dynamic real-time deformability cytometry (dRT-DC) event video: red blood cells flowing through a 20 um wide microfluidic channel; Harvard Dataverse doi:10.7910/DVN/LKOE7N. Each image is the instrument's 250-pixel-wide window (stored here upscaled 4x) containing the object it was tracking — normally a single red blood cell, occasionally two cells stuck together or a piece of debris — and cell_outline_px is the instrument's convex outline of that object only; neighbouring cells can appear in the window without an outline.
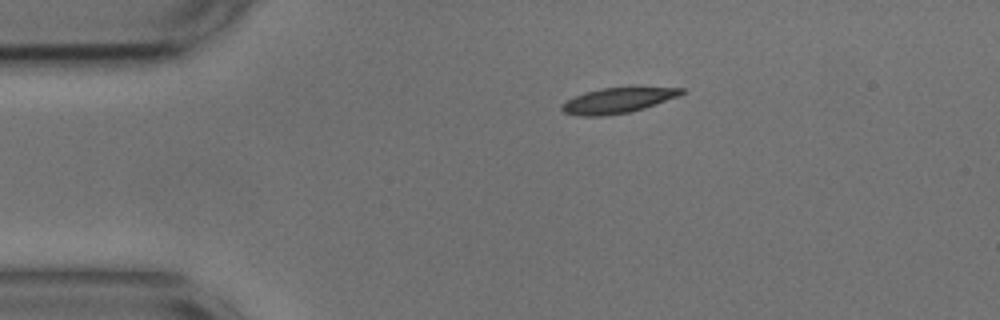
{"species": "common noctule bat (a hibernating species)", "species_latin": "Nyctalus noctula", "temperature_condition": "cold", "stored_images_in_passage": 8, "camera_frame_rate_fps": 3000, "um_per_image_px": 0.085, "animal": {"sex": "male", "body_mass_g": 17.9, "forearm_length_mm": 54.2}, "frame": {"image": 1, "passage_image": 1, "time_ms": 0.0, "image_size_px": [1000, 320], "cell_outline_px": [[688, 92], [680, 96], [644, 108], [628, 112], [600, 116], [580, 116], [564, 112], [560, 108], [560, 104], [584, 92], [600, 88], [628, 84], [684, 88]], "centroid_in_image_um": [52.62, 8.46], "position_along_channel_um": 32.4, "area_um2": 18.67}}
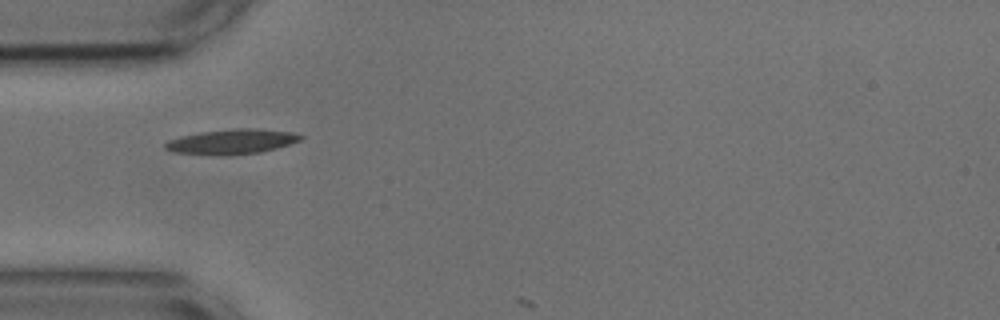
{"frame": {"image": 2, "passage_image": 7, "time_ms": 2.0, "image_size_px": [1000, 320], "cell_outline_px": [[304, 136], [300, 140], [276, 148], [260, 152], [228, 156], [176, 152], [164, 148], [164, 144], [168, 140], [180, 136], [200, 132], [232, 128], [256, 128], [292, 132]], "centroid_in_image_um": [19.69, 12.03], "position_along_channel_um": 65.3, "area_um2": 19.65}}